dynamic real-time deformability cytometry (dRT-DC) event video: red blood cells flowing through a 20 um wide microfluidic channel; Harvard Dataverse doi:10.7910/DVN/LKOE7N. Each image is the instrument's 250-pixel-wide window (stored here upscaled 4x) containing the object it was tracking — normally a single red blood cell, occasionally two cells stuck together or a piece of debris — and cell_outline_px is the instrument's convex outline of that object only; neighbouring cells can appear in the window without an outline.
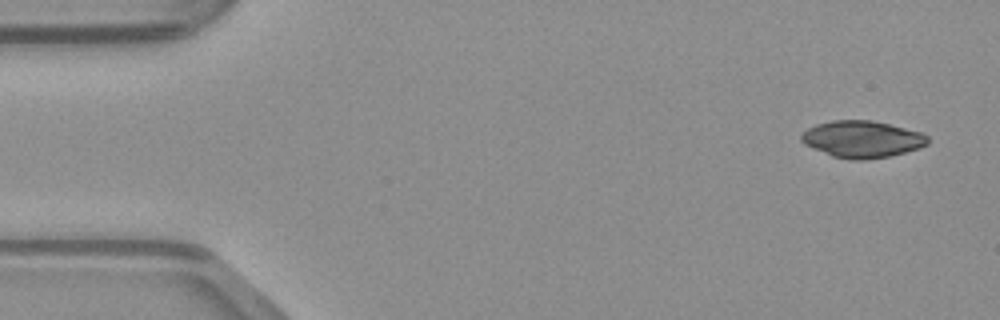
{"species": "common noctule bat (a hibernating species)", "species_latin": "Nyctalus noctula", "temperature_condition": "warm", "stored_images_in_passage": 46, "camera_frame_rate_fps": 3000, "um_per_image_px": 0.085, "animal": {"sex": "male", "body_mass_g": 23.1, "forearm_length_mm": 52.7}, "frame": {"image": 1, "passage_image": 1, "time_ms": 0.0, "image_size_px": [1000, 320], "cell_outline_px": [[928, 144], [920, 148], [888, 156], [864, 160], [852, 160], [832, 156], [804, 144], [800, 140], [800, 136], [808, 128], [816, 124], [832, 120], [872, 120], [920, 132], [928, 136]], "centroid_in_image_um": [73.26, 11.83], "position_along_channel_um": 11.7, "area_um2": 26.99}}
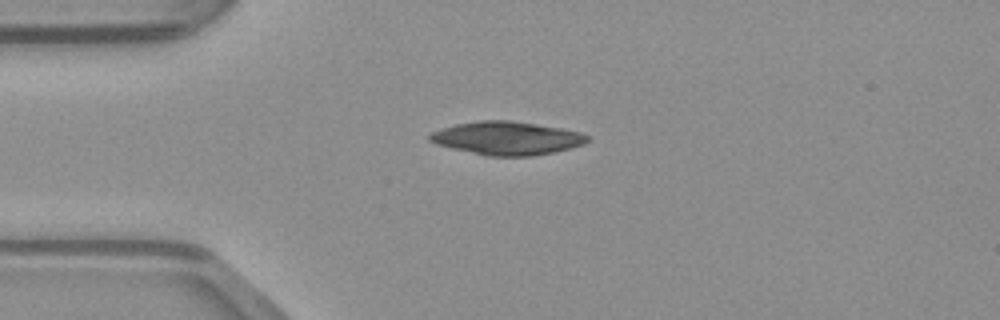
{"frame": {"image": 2, "passage_image": 10, "time_ms": 3.0, "image_size_px": [1000, 320], "cell_outline_px": [[592, 140], [584, 144], [572, 148], [532, 156], [488, 156], [452, 148], [436, 144], [428, 140], [428, 136], [432, 132], [440, 128], [456, 124], [476, 120], [512, 120], [560, 128], [580, 132], [588, 136]], "centroid_in_image_um": [43.09, 11.74], "position_along_channel_um": 41.9, "area_um2": 30.69}}